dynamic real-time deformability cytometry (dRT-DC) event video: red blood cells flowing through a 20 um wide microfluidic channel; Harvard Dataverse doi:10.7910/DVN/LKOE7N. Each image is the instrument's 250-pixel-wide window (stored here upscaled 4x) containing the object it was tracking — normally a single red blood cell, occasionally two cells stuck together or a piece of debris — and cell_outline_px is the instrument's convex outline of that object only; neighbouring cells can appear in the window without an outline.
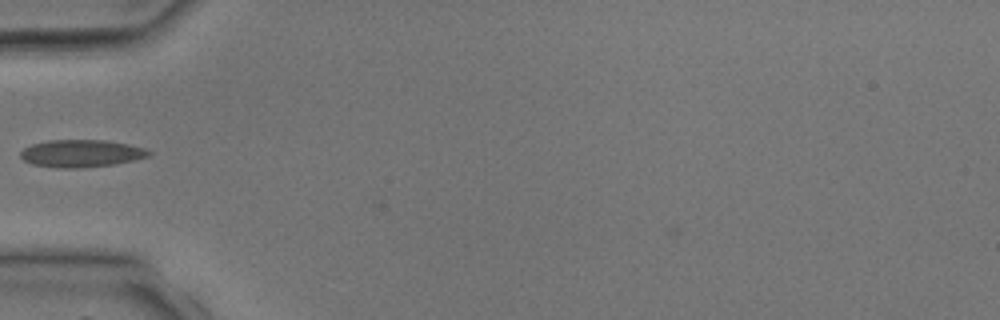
{"species": "common noctule bat (a hibernating species)", "species_latin": "Nyctalus noctula", "temperature_condition": "room temperature", "stored_images_in_passage": 3, "camera_frame_rate_fps": 3000, "um_per_image_px": 0.085, "animal": {"sex": "male", "body_mass_g": 17.9, "forearm_length_mm": 54.2}, "frame": {"image": 1, "passage_image": 3, "time_ms": 2.0, "image_size_px": [1000, 320], "cell_outline_px": [[152, 152], [148, 156], [132, 160], [112, 164], [76, 168], [64, 168], [32, 164], [24, 160], [20, 156], [20, 152], [24, 148], [32, 144], [48, 140], [104, 140], [128, 144], [144, 148]], "centroid_in_image_um": [6.88, 13.03], "position_along_channel_um": 78.1, "area_um2": 20.17}}